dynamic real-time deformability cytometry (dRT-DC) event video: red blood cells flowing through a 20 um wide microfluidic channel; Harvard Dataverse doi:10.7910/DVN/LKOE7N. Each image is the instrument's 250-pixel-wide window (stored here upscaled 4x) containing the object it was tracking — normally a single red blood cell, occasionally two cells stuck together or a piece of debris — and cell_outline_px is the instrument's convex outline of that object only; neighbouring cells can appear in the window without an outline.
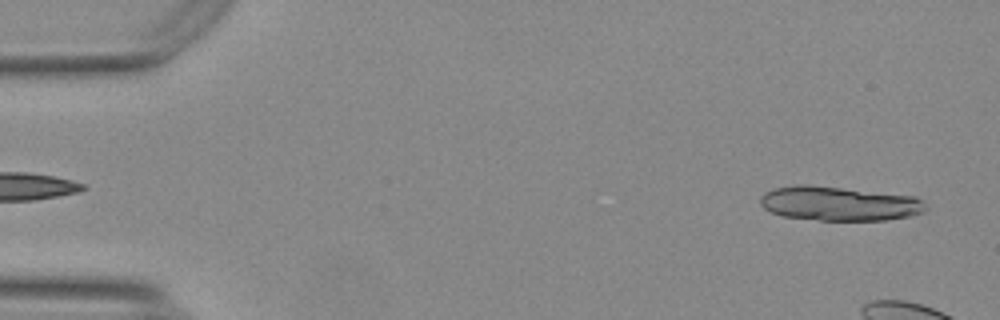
{"species": "Egyptian fruit bat (a non-hibernating species)", "species_latin": "Rousettus aegyptiacus", "temperature_condition": "warm", "stored_images_in_passage": 9, "camera_frame_rate_fps": 3000, "um_per_image_px": 0.085, "animal": {"sex": "female"}, "frame": {"image": 1, "passage_image": 2, "time_ms": 0.333, "image_size_px": [1000, 320], "cell_outline_px": [[928, 208], [924, 212], [912, 216], [884, 220], [820, 220], [784, 216], [772, 212], [764, 208], [760, 204], [760, 196], [764, 192], [776, 188], [796, 184], [808, 184], [916, 196]], "centroid_in_image_um": [71.33, 17.3], "position_along_channel_um": 13.7, "area_um2": 33.12}}